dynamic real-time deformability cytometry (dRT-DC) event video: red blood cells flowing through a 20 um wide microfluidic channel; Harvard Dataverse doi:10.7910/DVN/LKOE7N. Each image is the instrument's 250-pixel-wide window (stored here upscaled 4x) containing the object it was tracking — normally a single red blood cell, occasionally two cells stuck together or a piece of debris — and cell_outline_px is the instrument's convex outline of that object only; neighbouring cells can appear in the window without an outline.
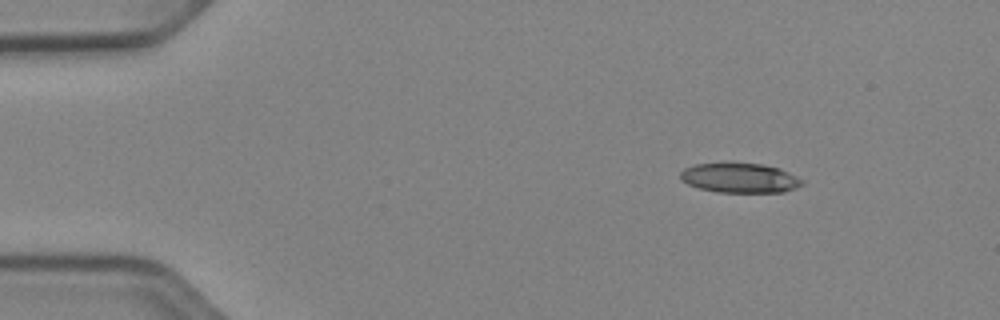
{"species": "Egyptian fruit bat (a non-hibernating species)", "species_latin": "Rousettus aegyptiacus", "temperature_condition": "cold", "stored_images_in_passage": 46, "camera_frame_rate_fps": 3000, "um_per_image_px": 0.085, "animal": {"sex": "female"}, "frame": {"image": 1, "passage_image": 1, "time_ms": 0.0, "image_size_px": [1000, 320], "cell_outline_px": [[804, 184], [796, 188], [784, 192], [716, 192], [700, 188], [688, 184], [680, 180], [680, 172], [684, 168], [696, 164], [760, 164], [780, 168], [804, 180]], "centroid_in_image_um": [62.9, 15.14], "position_along_channel_um": 22.1, "area_um2": 20.87}}
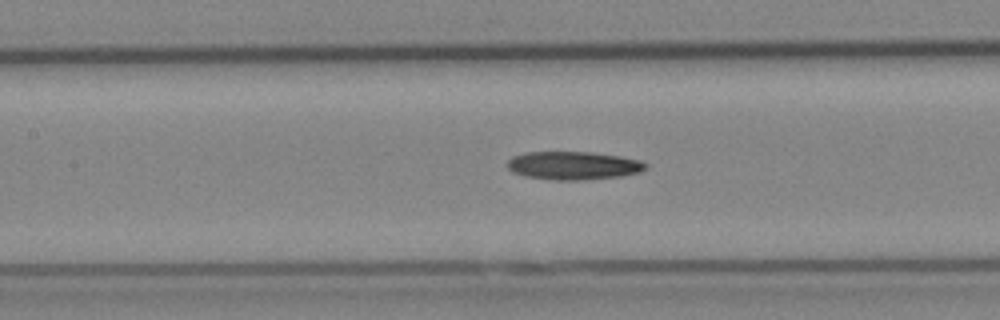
{"frame": {"image": 2, "passage_image": 18, "time_ms": 5.667, "image_size_px": [1000, 320], "cell_outline_px": [[648, 168], [640, 172], [620, 176], [580, 180], [560, 180], [524, 176], [512, 172], [508, 168], [508, 160], [512, 156], [524, 152], [592, 152], [620, 156], [640, 160], [648, 164]], "centroid_in_image_um": [48.75, 14.06], "position_along_channel_um": 158.7, "area_um2": 22.77}}
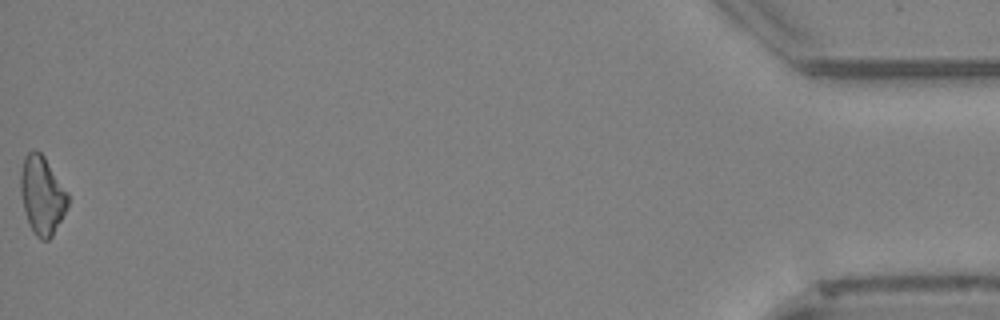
{"frame": {"image": 3, "passage_image": 46, "time_ms": 15.0, "image_size_px": [1000, 320], "cell_outline_px": [[68, 208], [52, 236], [48, 240], [40, 240], [36, 236], [28, 224], [20, 192], [20, 172], [24, 156], [32, 148], [36, 148], [44, 156], [68, 192]], "centroid_in_image_um": [3.57, 16.58], "position_along_channel_um": 431.6, "area_um2": 21.85}, "authors_computed_cell_mechanics": {"area_um2": 22.1085, "velocity_mm_per_s": 3.9498, "shape_relaxation_time_tau1_ms": 10.7209, "shape_relaxation_time_tau2_ms": null, "deformation_change_tau1": 0.1812, "deformation_change_tau2": null}}